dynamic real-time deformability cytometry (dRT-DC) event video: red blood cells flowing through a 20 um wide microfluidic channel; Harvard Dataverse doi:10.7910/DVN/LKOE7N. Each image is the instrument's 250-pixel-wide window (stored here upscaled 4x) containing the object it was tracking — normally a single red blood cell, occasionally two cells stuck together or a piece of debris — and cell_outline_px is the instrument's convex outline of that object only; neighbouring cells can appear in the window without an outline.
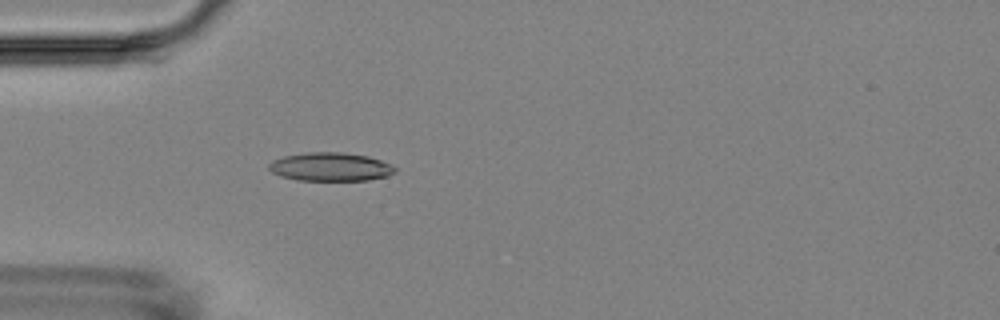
{"species": "Egyptian fruit bat (a non-hibernating species)", "species_latin": "Rousettus aegyptiacus", "temperature_condition": "room temperature", "stored_images_in_passage": 3, "camera_frame_rate_fps": 3000, "um_per_image_px": 0.085, "animal": {"sex": "female"}, "frame": {"image": 1, "passage_image": 3, "time_ms": 2.333, "image_size_px": [1000, 320], "cell_outline_px": [[396, 172], [388, 176], [368, 180], [296, 180], [280, 176], [272, 172], [268, 168], [268, 164], [272, 160], [284, 156], [308, 152], [344, 152], [368, 156], [380, 160], [396, 168]], "centroid_in_image_um": [28.07, 14.18], "position_along_channel_um": 56.9, "area_um2": 20.98}}